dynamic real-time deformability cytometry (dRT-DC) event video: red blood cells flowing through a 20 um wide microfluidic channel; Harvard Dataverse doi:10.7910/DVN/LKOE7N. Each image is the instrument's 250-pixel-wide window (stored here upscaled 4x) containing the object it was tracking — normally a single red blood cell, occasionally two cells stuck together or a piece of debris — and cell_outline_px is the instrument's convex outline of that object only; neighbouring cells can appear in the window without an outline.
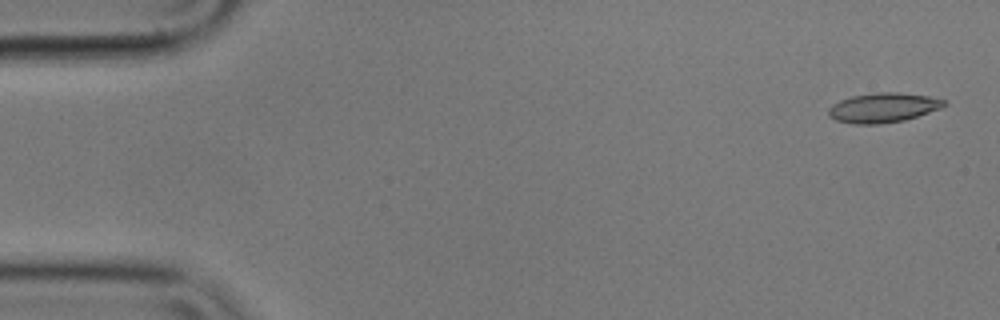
{"species": "common noctule bat (a hibernating species)", "species_latin": "Nyctalus noctula", "temperature_condition": "cold", "stored_images_in_passage": 4, "camera_frame_rate_fps": 3000, "um_per_image_px": 0.085, "animal": {"sex": "male", "body_mass_g": 17.9}, "frame": {"image": 1, "passage_image": 1, "time_ms": 0.0, "image_size_px": [1000, 320], "cell_outline_px": [[948, 104], [940, 108], [904, 120], [880, 124], [852, 124], [836, 120], [828, 116], [828, 108], [832, 104], [840, 100], [852, 96], [876, 92], [896, 92], [928, 96], [944, 100]], "centroid_in_image_um": [75.02, 9.15], "position_along_channel_um": 10.0, "area_um2": 19.88}}